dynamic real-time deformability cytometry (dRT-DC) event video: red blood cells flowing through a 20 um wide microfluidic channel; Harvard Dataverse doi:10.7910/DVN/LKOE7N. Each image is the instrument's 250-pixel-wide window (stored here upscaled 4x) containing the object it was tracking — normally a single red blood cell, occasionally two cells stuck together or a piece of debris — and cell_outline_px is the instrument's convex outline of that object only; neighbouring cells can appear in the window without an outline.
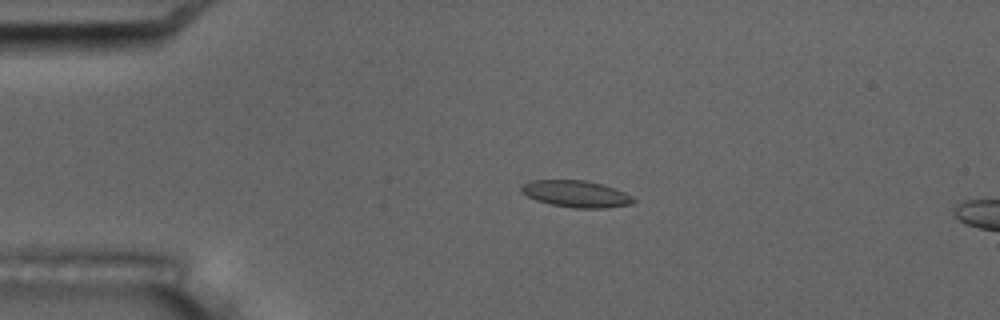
{"species": "common noctule bat (a hibernating species)", "species_latin": "Nyctalus noctula", "temperature_condition": "room temperature", "stored_images_in_passage": 4, "camera_frame_rate_fps": 3000, "um_per_image_px": 0.085, "animal": {"sex": "male", "body_mass_g": 17.5, "forearm_length_mm": 52.3}, "frame": {"image": 1, "passage_image": 3, "time_ms": 2.333, "image_size_px": [1000, 320], "cell_outline_px": [[636, 200], [632, 204], [604, 208], [572, 208], [552, 204], [536, 200], [520, 192], [520, 184], [528, 180], [584, 180], [604, 184], [616, 188], [632, 196]], "centroid_in_image_um": [48.95, 16.47], "position_along_channel_um": 36.1, "area_um2": 17.69}}